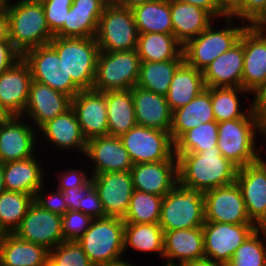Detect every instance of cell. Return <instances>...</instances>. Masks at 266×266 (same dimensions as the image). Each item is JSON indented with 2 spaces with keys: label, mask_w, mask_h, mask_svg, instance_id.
Instances as JSON below:
<instances>
[{
  "label": "cell",
  "mask_w": 266,
  "mask_h": 266,
  "mask_svg": "<svg viewBox=\"0 0 266 266\" xmlns=\"http://www.w3.org/2000/svg\"><path fill=\"white\" fill-rule=\"evenodd\" d=\"M178 160V182L207 190L236 182L238 167L224 158L217 147L200 153H175Z\"/></svg>",
  "instance_id": "cell-1"
},
{
  "label": "cell",
  "mask_w": 266,
  "mask_h": 266,
  "mask_svg": "<svg viewBox=\"0 0 266 266\" xmlns=\"http://www.w3.org/2000/svg\"><path fill=\"white\" fill-rule=\"evenodd\" d=\"M257 136L266 140V132L253 108L244 118L218 122L217 148L224 158L238 168L244 167L263 157L262 146L259 145L266 141L260 144Z\"/></svg>",
  "instance_id": "cell-2"
},
{
  "label": "cell",
  "mask_w": 266,
  "mask_h": 266,
  "mask_svg": "<svg viewBox=\"0 0 266 266\" xmlns=\"http://www.w3.org/2000/svg\"><path fill=\"white\" fill-rule=\"evenodd\" d=\"M3 9L8 20L9 39L21 54L49 44L54 38L47 26L41 2L7 0Z\"/></svg>",
  "instance_id": "cell-3"
},
{
  "label": "cell",
  "mask_w": 266,
  "mask_h": 266,
  "mask_svg": "<svg viewBox=\"0 0 266 266\" xmlns=\"http://www.w3.org/2000/svg\"><path fill=\"white\" fill-rule=\"evenodd\" d=\"M223 19L226 23L224 26L221 25L223 28L212 25L219 21L215 20L197 37L183 45L182 53L186 64L203 71L213 60L239 41L242 32L248 25L242 21L236 25L237 22H234L236 19L231 16Z\"/></svg>",
  "instance_id": "cell-4"
},
{
  "label": "cell",
  "mask_w": 266,
  "mask_h": 266,
  "mask_svg": "<svg viewBox=\"0 0 266 266\" xmlns=\"http://www.w3.org/2000/svg\"><path fill=\"white\" fill-rule=\"evenodd\" d=\"M124 228L122 218H94L77 242L94 266L117 262L125 258Z\"/></svg>",
  "instance_id": "cell-5"
},
{
  "label": "cell",
  "mask_w": 266,
  "mask_h": 266,
  "mask_svg": "<svg viewBox=\"0 0 266 266\" xmlns=\"http://www.w3.org/2000/svg\"><path fill=\"white\" fill-rule=\"evenodd\" d=\"M205 223L204 193L177 182L163 197L159 225L165 231L193 229Z\"/></svg>",
  "instance_id": "cell-6"
},
{
  "label": "cell",
  "mask_w": 266,
  "mask_h": 266,
  "mask_svg": "<svg viewBox=\"0 0 266 266\" xmlns=\"http://www.w3.org/2000/svg\"><path fill=\"white\" fill-rule=\"evenodd\" d=\"M49 44L55 49L68 76L81 89H92L96 75L99 46L95 37L63 38L54 36Z\"/></svg>",
  "instance_id": "cell-7"
},
{
  "label": "cell",
  "mask_w": 266,
  "mask_h": 266,
  "mask_svg": "<svg viewBox=\"0 0 266 266\" xmlns=\"http://www.w3.org/2000/svg\"><path fill=\"white\" fill-rule=\"evenodd\" d=\"M140 63L137 50L100 51L92 89L100 92L132 89L138 81Z\"/></svg>",
  "instance_id": "cell-8"
},
{
  "label": "cell",
  "mask_w": 266,
  "mask_h": 266,
  "mask_svg": "<svg viewBox=\"0 0 266 266\" xmlns=\"http://www.w3.org/2000/svg\"><path fill=\"white\" fill-rule=\"evenodd\" d=\"M138 36L132 9L115 4L106 5L95 36L100 51L136 50Z\"/></svg>",
  "instance_id": "cell-9"
},
{
  "label": "cell",
  "mask_w": 266,
  "mask_h": 266,
  "mask_svg": "<svg viewBox=\"0 0 266 266\" xmlns=\"http://www.w3.org/2000/svg\"><path fill=\"white\" fill-rule=\"evenodd\" d=\"M119 138L133 164L177 159L170 132L136 125Z\"/></svg>",
  "instance_id": "cell-10"
},
{
  "label": "cell",
  "mask_w": 266,
  "mask_h": 266,
  "mask_svg": "<svg viewBox=\"0 0 266 266\" xmlns=\"http://www.w3.org/2000/svg\"><path fill=\"white\" fill-rule=\"evenodd\" d=\"M22 59L29 66L32 80L46 84L71 98L81 91L71 76H68L57 52L50 44L25 51Z\"/></svg>",
  "instance_id": "cell-11"
},
{
  "label": "cell",
  "mask_w": 266,
  "mask_h": 266,
  "mask_svg": "<svg viewBox=\"0 0 266 266\" xmlns=\"http://www.w3.org/2000/svg\"><path fill=\"white\" fill-rule=\"evenodd\" d=\"M255 224L208 222L202 226L205 259L227 265L235 250L257 229Z\"/></svg>",
  "instance_id": "cell-12"
},
{
  "label": "cell",
  "mask_w": 266,
  "mask_h": 266,
  "mask_svg": "<svg viewBox=\"0 0 266 266\" xmlns=\"http://www.w3.org/2000/svg\"><path fill=\"white\" fill-rule=\"evenodd\" d=\"M21 240L40 245L49 252L64 240L62 216L32 203L13 233Z\"/></svg>",
  "instance_id": "cell-13"
},
{
  "label": "cell",
  "mask_w": 266,
  "mask_h": 266,
  "mask_svg": "<svg viewBox=\"0 0 266 266\" xmlns=\"http://www.w3.org/2000/svg\"><path fill=\"white\" fill-rule=\"evenodd\" d=\"M205 221L229 224H254L246 211L239 185L234 182L204 192Z\"/></svg>",
  "instance_id": "cell-14"
},
{
  "label": "cell",
  "mask_w": 266,
  "mask_h": 266,
  "mask_svg": "<svg viewBox=\"0 0 266 266\" xmlns=\"http://www.w3.org/2000/svg\"><path fill=\"white\" fill-rule=\"evenodd\" d=\"M37 136L38 130L23 116H12L0 123V162L25 160L37 155Z\"/></svg>",
  "instance_id": "cell-15"
},
{
  "label": "cell",
  "mask_w": 266,
  "mask_h": 266,
  "mask_svg": "<svg viewBox=\"0 0 266 266\" xmlns=\"http://www.w3.org/2000/svg\"><path fill=\"white\" fill-rule=\"evenodd\" d=\"M239 185L250 220L258 228H266V160L264 156L255 163L238 168Z\"/></svg>",
  "instance_id": "cell-16"
},
{
  "label": "cell",
  "mask_w": 266,
  "mask_h": 266,
  "mask_svg": "<svg viewBox=\"0 0 266 266\" xmlns=\"http://www.w3.org/2000/svg\"><path fill=\"white\" fill-rule=\"evenodd\" d=\"M38 140L42 148L48 144L46 146L47 148L48 146L53 149L55 147L58 151L63 152L77 151V153L83 155L82 157H84L86 152L87 140L82 134L78 119L72 107L54 119L44 123L38 129Z\"/></svg>",
  "instance_id": "cell-17"
},
{
  "label": "cell",
  "mask_w": 266,
  "mask_h": 266,
  "mask_svg": "<svg viewBox=\"0 0 266 266\" xmlns=\"http://www.w3.org/2000/svg\"><path fill=\"white\" fill-rule=\"evenodd\" d=\"M105 212V217L124 218L134 192L130 171L106 172L91 175Z\"/></svg>",
  "instance_id": "cell-18"
},
{
  "label": "cell",
  "mask_w": 266,
  "mask_h": 266,
  "mask_svg": "<svg viewBox=\"0 0 266 266\" xmlns=\"http://www.w3.org/2000/svg\"><path fill=\"white\" fill-rule=\"evenodd\" d=\"M243 52L242 88L254 96L266 84V29L247 26Z\"/></svg>",
  "instance_id": "cell-19"
},
{
  "label": "cell",
  "mask_w": 266,
  "mask_h": 266,
  "mask_svg": "<svg viewBox=\"0 0 266 266\" xmlns=\"http://www.w3.org/2000/svg\"><path fill=\"white\" fill-rule=\"evenodd\" d=\"M92 162L91 175L131 171L133 162L119 137L98 136L87 140L84 159Z\"/></svg>",
  "instance_id": "cell-20"
},
{
  "label": "cell",
  "mask_w": 266,
  "mask_h": 266,
  "mask_svg": "<svg viewBox=\"0 0 266 266\" xmlns=\"http://www.w3.org/2000/svg\"><path fill=\"white\" fill-rule=\"evenodd\" d=\"M71 100L68 95L32 80L22 116L38 130L44 123L68 110Z\"/></svg>",
  "instance_id": "cell-21"
},
{
  "label": "cell",
  "mask_w": 266,
  "mask_h": 266,
  "mask_svg": "<svg viewBox=\"0 0 266 266\" xmlns=\"http://www.w3.org/2000/svg\"><path fill=\"white\" fill-rule=\"evenodd\" d=\"M82 134L86 140L108 135V119L104 92L94 89L79 91L71 100Z\"/></svg>",
  "instance_id": "cell-22"
},
{
  "label": "cell",
  "mask_w": 266,
  "mask_h": 266,
  "mask_svg": "<svg viewBox=\"0 0 266 266\" xmlns=\"http://www.w3.org/2000/svg\"><path fill=\"white\" fill-rule=\"evenodd\" d=\"M202 259H205L202 227L164 232L163 266H182Z\"/></svg>",
  "instance_id": "cell-23"
},
{
  "label": "cell",
  "mask_w": 266,
  "mask_h": 266,
  "mask_svg": "<svg viewBox=\"0 0 266 266\" xmlns=\"http://www.w3.org/2000/svg\"><path fill=\"white\" fill-rule=\"evenodd\" d=\"M130 172L134 190L164 197L178 182V160L134 164Z\"/></svg>",
  "instance_id": "cell-24"
},
{
  "label": "cell",
  "mask_w": 266,
  "mask_h": 266,
  "mask_svg": "<svg viewBox=\"0 0 266 266\" xmlns=\"http://www.w3.org/2000/svg\"><path fill=\"white\" fill-rule=\"evenodd\" d=\"M243 32L239 41L213 60L203 71L205 87L242 88Z\"/></svg>",
  "instance_id": "cell-25"
},
{
  "label": "cell",
  "mask_w": 266,
  "mask_h": 266,
  "mask_svg": "<svg viewBox=\"0 0 266 266\" xmlns=\"http://www.w3.org/2000/svg\"><path fill=\"white\" fill-rule=\"evenodd\" d=\"M31 72L21 58L0 74V102L12 116H22L28 101Z\"/></svg>",
  "instance_id": "cell-26"
},
{
  "label": "cell",
  "mask_w": 266,
  "mask_h": 266,
  "mask_svg": "<svg viewBox=\"0 0 266 266\" xmlns=\"http://www.w3.org/2000/svg\"><path fill=\"white\" fill-rule=\"evenodd\" d=\"M38 153L41 155L38 151L37 156L3 163V177L7 191L22 192L34 197L35 192L45 184V180L50 181L44 177L48 172Z\"/></svg>",
  "instance_id": "cell-27"
},
{
  "label": "cell",
  "mask_w": 266,
  "mask_h": 266,
  "mask_svg": "<svg viewBox=\"0 0 266 266\" xmlns=\"http://www.w3.org/2000/svg\"><path fill=\"white\" fill-rule=\"evenodd\" d=\"M106 3L102 0H73L64 26L54 35L63 38L95 37Z\"/></svg>",
  "instance_id": "cell-28"
},
{
  "label": "cell",
  "mask_w": 266,
  "mask_h": 266,
  "mask_svg": "<svg viewBox=\"0 0 266 266\" xmlns=\"http://www.w3.org/2000/svg\"><path fill=\"white\" fill-rule=\"evenodd\" d=\"M132 97L137 125L170 132L172 111L166 96L134 86Z\"/></svg>",
  "instance_id": "cell-29"
},
{
  "label": "cell",
  "mask_w": 266,
  "mask_h": 266,
  "mask_svg": "<svg viewBox=\"0 0 266 266\" xmlns=\"http://www.w3.org/2000/svg\"><path fill=\"white\" fill-rule=\"evenodd\" d=\"M172 34L184 45L197 37L216 19L206 10L179 0H170Z\"/></svg>",
  "instance_id": "cell-30"
},
{
  "label": "cell",
  "mask_w": 266,
  "mask_h": 266,
  "mask_svg": "<svg viewBox=\"0 0 266 266\" xmlns=\"http://www.w3.org/2000/svg\"><path fill=\"white\" fill-rule=\"evenodd\" d=\"M212 121L211 87H206L187 105L172 111L171 138L175 143L188 130Z\"/></svg>",
  "instance_id": "cell-31"
},
{
  "label": "cell",
  "mask_w": 266,
  "mask_h": 266,
  "mask_svg": "<svg viewBox=\"0 0 266 266\" xmlns=\"http://www.w3.org/2000/svg\"><path fill=\"white\" fill-rule=\"evenodd\" d=\"M49 251L19 239L14 234L0 236V266H45Z\"/></svg>",
  "instance_id": "cell-32"
},
{
  "label": "cell",
  "mask_w": 266,
  "mask_h": 266,
  "mask_svg": "<svg viewBox=\"0 0 266 266\" xmlns=\"http://www.w3.org/2000/svg\"><path fill=\"white\" fill-rule=\"evenodd\" d=\"M108 135L120 137L137 125L132 89L104 92Z\"/></svg>",
  "instance_id": "cell-33"
},
{
  "label": "cell",
  "mask_w": 266,
  "mask_h": 266,
  "mask_svg": "<svg viewBox=\"0 0 266 266\" xmlns=\"http://www.w3.org/2000/svg\"><path fill=\"white\" fill-rule=\"evenodd\" d=\"M205 88L202 71L183 62L175 71L166 95L171 111L187 105Z\"/></svg>",
  "instance_id": "cell-34"
},
{
  "label": "cell",
  "mask_w": 266,
  "mask_h": 266,
  "mask_svg": "<svg viewBox=\"0 0 266 266\" xmlns=\"http://www.w3.org/2000/svg\"><path fill=\"white\" fill-rule=\"evenodd\" d=\"M137 53L141 62H161L183 58V45L173 34H139Z\"/></svg>",
  "instance_id": "cell-35"
},
{
  "label": "cell",
  "mask_w": 266,
  "mask_h": 266,
  "mask_svg": "<svg viewBox=\"0 0 266 266\" xmlns=\"http://www.w3.org/2000/svg\"><path fill=\"white\" fill-rule=\"evenodd\" d=\"M164 232L159 223H125L124 253L131 249L140 253L158 254L163 259Z\"/></svg>",
  "instance_id": "cell-36"
},
{
  "label": "cell",
  "mask_w": 266,
  "mask_h": 266,
  "mask_svg": "<svg viewBox=\"0 0 266 266\" xmlns=\"http://www.w3.org/2000/svg\"><path fill=\"white\" fill-rule=\"evenodd\" d=\"M248 95H251V98L253 96L249 91L239 87H211V103L215 121L244 118L253 109V99L249 101L247 109L244 108L242 100L250 99L247 98Z\"/></svg>",
  "instance_id": "cell-37"
},
{
  "label": "cell",
  "mask_w": 266,
  "mask_h": 266,
  "mask_svg": "<svg viewBox=\"0 0 266 266\" xmlns=\"http://www.w3.org/2000/svg\"><path fill=\"white\" fill-rule=\"evenodd\" d=\"M139 34H172L170 0H153L132 9Z\"/></svg>",
  "instance_id": "cell-38"
},
{
  "label": "cell",
  "mask_w": 266,
  "mask_h": 266,
  "mask_svg": "<svg viewBox=\"0 0 266 266\" xmlns=\"http://www.w3.org/2000/svg\"><path fill=\"white\" fill-rule=\"evenodd\" d=\"M184 59L161 62H141L136 86L166 96L177 68Z\"/></svg>",
  "instance_id": "cell-39"
},
{
  "label": "cell",
  "mask_w": 266,
  "mask_h": 266,
  "mask_svg": "<svg viewBox=\"0 0 266 266\" xmlns=\"http://www.w3.org/2000/svg\"><path fill=\"white\" fill-rule=\"evenodd\" d=\"M33 203V196L5 190L0 194V233L13 234Z\"/></svg>",
  "instance_id": "cell-40"
},
{
  "label": "cell",
  "mask_w": 266,
  "mask_h": 266,
  "mask_svg": "<svg viewBox=\"0 0 266 266\" xmlns=\"http://www.w3.org/2000/svg\"><path fill=\"white\" fill-rule=\"evenodd\" d=\"M163 196L134 190L125 223H159Z\"/></svg>",
  "instance_id": "cell-41"
},
{
  "label": "cell",
  "mask_w": 266,
  "mask_h": 266,
  "mask_svg": "<svg viewBox=\"0 0 266 266\" xmlns=\"http://www.w3.org/2000/svg\"><path fill=\"white\" fill-rule=\"evenodd\" d=\"M218 122L212 121L185 132L175 142V153H200L217 147Z\"/></svg>",
  "instance_id": "cell-42"
},
{
  "label": "cell",
  "mask_w": 266,
  "mask_h": 266,
  "mask_svg": "<svg viewBox=\"0 0 266 266\" xmlns=\"http://www.w3.org/2000/svg\"><path fill=\"white\" fill-rule=\"evenodd\" d=\"M226 266H266V228H257L235 250Z\"/></svg>",
  "instance_id": "cell-43"
},
{
  "label": "cell",
  "mask_w": 266,
  "mask_h": 266,
  "mask_svg": "<svg viewBox=\"0 0 266 266\" xmlns=\"http://www.w3.org/2000/svg\"><path fill=\"white\" fill-rule=\"evenodd\" d=\"M45 266H94L77 241H62L49 252Z\"/></svg>",
  "instance_id": "cell-44"
},
{
  "label": "cell",
  "mask_w": 266,
  "mask_h": 266,
  "mask_svg": "<svg viewBox=\"0 0 266 266\" xmlns=\"http://www.w3.org/2000/svg\"><path fill=\"white\" fill-rule=\"evenodd\" d=\"M93 218L80 211H67L62 216V232L65 241H77L90 227Z\"/></svg>",
  "instance_id": "cell-45"
},
{
  "label": "cell",
  "mask_w": 266,
  "mask_h": 266,
  "mask_svg": "<svg viewBox=\"0 0 266 266\" xmlns=\"http://www.w3.org/2000/svg\"><path fill=\"white\" fill-rule=\"evenodd\" d=\"M42 3L45 19L51 33L55 35L63 26L73 0H45Z\"/></svg>",
  "instance_id": "cell-46"
},
{
  "label": "cell",
  "mask_w": 266,
  "mask_h": 266,
  "mask_svg": "<svg viewBox=\"0 0 266 266\" xmlns=\"http://www.w3.org/2000/svg\"><path fill=\"white\" fill-rule=\"evenodd\" d=\"M46 184L47 183H45L35 192L33 202L42 209L63 216L68 211L66 203L63 199V191L58 190L57 188L52 190L51 187L48 190L50 192H48L46 190L47 187H44L47 186Z\"/></svg>",
  "instance_id": "cell-47"
},
{
  "label": "cell",
  "mask_w": 266,
  "mask_h": 266,
  "mask_svg": "<svg viewBox=\"0 0 266 266\" xmlns=\"http://www.w3.org/2000/svg\"><path fill=\"white\" fill-rule=\"evenodd\" d=\"M76 167L66 169L62 167V170H56L58 172L56 175L58 182L56 188L58 190L64 191L70 187L77 189L83 188L91 181V175H89L91 173L86 171L87 167L84 170L83 168L78 167L79 169H77Z\"/></svg>",
  "instance_id": "cell-48"
},
{
  "label": "cell",
  "mask_w": 266,
  "mask_h": 266,
  "mask_svg": "<svg viewBox=\"0 0 266 266\" xmlns=\"http://www.w3.org/2000/svg\"><path fill=\"white\" fill-rule=\"evenodd\" d=\"M265 3L266 0H243L231 17L249 25L263 11Z\"/></svg>",
  "instance_id": "cell-49"
},
{
  "label": "cell",
  "mask_w": 266,
  "mask_h": 266,
  "mask_svg": "<svg viewBox=\"0 0 266 266\" xmlns=\"http://www.w3.org/2000/svg\"><path fill=\"white\" fill-rule=\"evenodd\" d=\"M80 212L91 216L93 219L105 217L102 202L94 187L83 197L80 203Z\"/></svg>",
  "instance_id": "cell-50"
},
{
  "label": "cell",
  "mask_w": 266,
  "mask_h": 266,
  "mask_svg": "<svg viewBox=\"0 0 266 266\" xmlns=\"http://www.w3.org/2000/svg\"><path fill=\"white\" fill-rule=\"evenodd\" d=\"M93 187V182L90 181L83 188L77 189L70 187L65 189L63 191V199L66 203L68 211H80V203L82 202L83 197H85Z\"/></svg>",
  "instance_id": "cell-51"
},
{
  "label": "cell",
  "mask_w": 266,
  "mask_h": 266,
  "mask_svg": "<svg viewBox=\"0 0 266 266\" xmlns=\"http://www.w3.org/2000/svg\"><path fill=\"white\" fill-rule=\"evenodd\" d=\"M22 58V54L11 42L0 43V74L11 68Z\"/></svg>",
  "instance_id": "cell-52"
},
{
  "label": "cell",
  "mask_w": 266,
  "mask_h": 266,
  "mask_svg": "<svg viewBox=\"0 0 266 266\" xmlns=\"http://www.w3.org/2000/svg\"><path fill=\"white\" fill-rule=\"evenodd\" d=\"M253 108L266 132V84L253 96Z\"/></svg>",
  "instance_id": "cell-53"
},
{
  "label": "cell",
  "mask_w": 266,
  "mask_h": 266,
  "mask_svg": "<svg viewBox=\"0 0 266 266\" xmlns=\"http://www.w3.org/2000/svg\"><path fill=\"white\" fill-rule=\"evenodd\" d=\"M184 3H189L198 6L208 11L216 20H223L227 15L219 8L217 0H179Z\"/></svg>",
  "instance_id": "cell-54"
},
{
  "label": "cell",
  "mask_w": 266,
  "mask_h": 266,
  "mask_svg": "<svg viewBox=\"0 0 266 266\" xmlns=\"http://www.w3.org/2000/svg\"><path fill=\"white\" fill-rule=\"evenodd\" d=\"M243 0H217L219 8L227 15L231 16L242 4Z\"/></svg>",
  "instance_id": "cell-55"
},
{
  "label": "cell",
  "mask_w": 266,
  "mask_h": 266,
  "mask_svg": "<svg viewBox=\"0 0 266 266\" xmlns=\"http://www.w3.org/2000/svg\"><path fill=\"white\" fill-rule=\"evenodd\" d=\"M11 42L9 39L8 20L4 9L0 10V43Z\"/></svg>",
  "instance_id": "cell-56"
},
{
  "label": "cell",
  "mask_w": 266,
  "mask_h": 266,
  "mask_svg": "<svg viewBox=\"0 0 266 266\" xmlns=\"http://www.w3.org/2000/svg\"><path fill=\"white\" fill-rule=\"evenodd\" d=\"M248 26L256 29H266V3L263 11Z\"/></svg>",
  "instance_id": "cell-57"
},
{
  "label": "cell",
  "mask_w": 266,
  "mask_h": 266,
  "mask_svg": "<svg viewBox=\"0 0 266 266\" xmlns=\"http://www.w3.org/2000/svg\"><path fill=\"white\" fill-rule=\"evenodd\" d=\"M153 0H115L114 4L120 7L133 9L134 7Z\"/></svg>",
  "instance_id": "cell-58"
},
{
  "label": "cell",
  "mask_w": 266,
  "mask_h": 266,
  "mask_svg": "<svg viewBox=\"0 0 266 266\" xmlns=\"http://www.w3.org/2000/svg\"><path fill=\"white\" fill-rule=\"evenodd\" d=\"M182 266H226V265L216 263L209 259H202V260L185 263Z\"/></svg>",
  "instance_id": "cell-59"
},
{
  "label": "cell",
  "mask_w": 266,
  "mask_h": 266,
  "mask_svg": "<svg viewBox=\"0 0 266 266\" xmlns=\"http://www.w3.org/2000/svg\"><path fill=\"white\" fill-rule=\"evenodd\" d=\"M12 115L7 111V109L0 102V123L9 120Z\"/></svg>",
  "instance_id": "cell-60"
},
{
  "label": "cell",
  "mask_w": 266,
  "mask_h": 266,
  "mask_svg": "<svg viewBox=\"0 0 266 266\" xmlns=\"http://www.w3.org/2000/svg\"><path fill=\"white\" fill-rule=\"evenodd\" d=\"M102 266H136V265H133L130 261H128V260H126V258H124V259H122L120 261L109 263V264H105V265H102Z\"/></svg>",
  "instance_id": "cell-61"
},
{
  "label": "cell",
  "mask_w": 266,
  "mask_h": 266,
  "mask_svg": "<svg viewBox=\"0 0 266 266\" xmlns=\"http://www.w3.org/2000/svg\"><path fill=\"white\" fill-rule=\"evenodd\" d=\"M6 190L3 177V163L0 162V194Z\"/></svg>",
  "instance_id": "cell-62"
},
{
  "label": "cell",
  "mask_w": 266,
  "mask_h": 266,
  "mask_svg": "<svg viewBox=\"0 0 266 266\" xmlns=\"http://www.w3.org/2000/svg\"><path fill=\"white\" fill-rule=\"evenodd\" d=\"M7 0H0V10L3 9V7L6 5Z\"/></svg>",
  "instance_id": "cell-63"
},
{
  "label": "cell",
  "mask_w": 266,
  "mask_h": 266,
  "mask_svg": "<svg viewBox=\"0 0 266 266\" xmlns=\"http://www.w3.org/2000/svg\"><path fill=\"white\" fill-rule=\"evenodd\" d=\"M102 1H104L107 5H109V4H114L115 0H102Z\"/></svg>",
  "instance_id": "cell-64"
},
{
  "label": "cell",
  "mask_w": 266,
  "mask_h": 266,
  "mask_svg": "<svg viewBox=\"0 0 266 266\" xmlns=\"http://www.w3.org/2000/svg\"><path fill=\"white\" fill-rule=\"evenodd\" d=\"M28 1H37V2H43L45 0H28Z\"/></svg>",
  "instance_id": "cell-65"
}]
</instances>
